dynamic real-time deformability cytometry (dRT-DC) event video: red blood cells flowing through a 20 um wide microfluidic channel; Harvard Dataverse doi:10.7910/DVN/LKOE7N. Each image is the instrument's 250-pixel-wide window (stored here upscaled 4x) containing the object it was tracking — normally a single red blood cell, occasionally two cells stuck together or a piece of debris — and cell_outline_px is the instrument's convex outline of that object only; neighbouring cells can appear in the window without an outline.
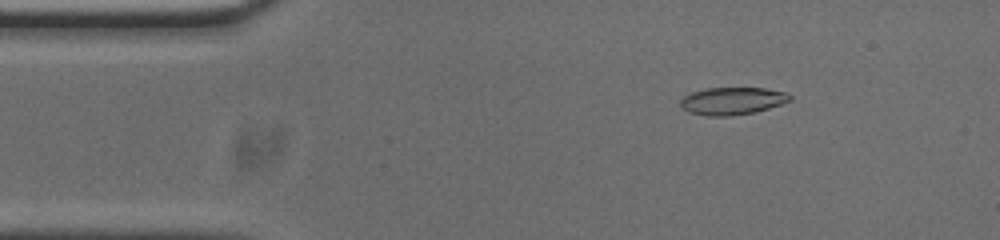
{"species": "common noctule bat (a hibernating species)", "species_latin": "Nyctalus noctula", "temperature_condition": "cold", "stored_images_in_passage": 52, "camera_frame_rate_fps": 3000, "um_per_image_px": 0.085, "animal": {"sex": "male", "body_mass_g": 20.0, "forearm_length_mm": 53.3}, "frame": {"image": 1, "passage_image": 7, "time_ms": 2.0, "image_size_px": [1000, 240], "cell_outline_px": [[792, 100], [756, 112], [728, 116], [708, 116], [688, 112], [680, 104], [680, 100], [684, 96], [692, 92], [708, 88], [764, 88], [784, 92], [792, 96]], "centroid_in_image_um": [62.24, 8.58], "position_along_channel_um": 22.8, "area_um2": 17.4}}
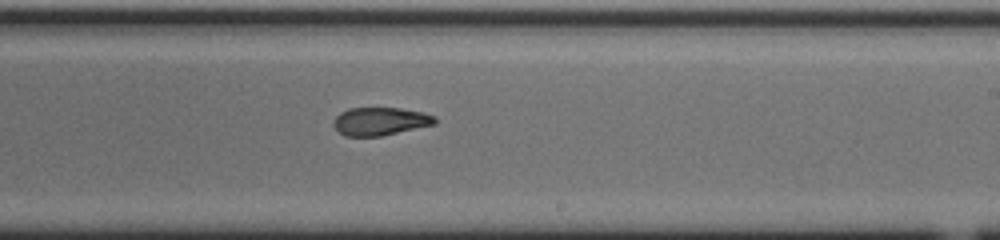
{"frame": {"image": 2, "passage_image": 30, "time_ms": 9.667, "image_size_px": [1000, 240], "cell_outline_px": [[436, 124], [384, 136], [344, 136], [332, 124], [332, 120], [340, 112], [348, 108], [400, 108], [424, 112], [436, 116]], "centroid_in_image_um": [32.33, 10.31], "position_along_channel_um": 256.7, "area_um2": 16.82}}
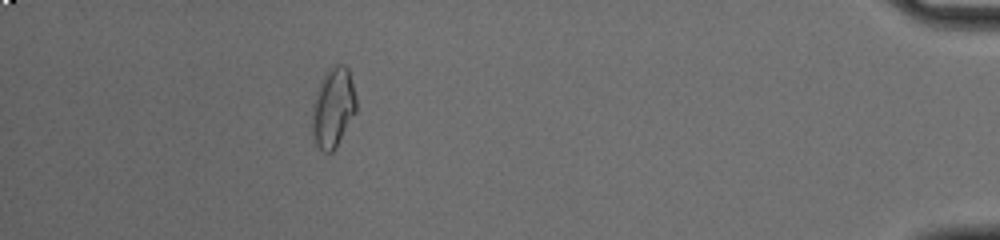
{"frame": {"image": 3, "passage_image": 47, "time_ms": 15.333, "image_size_px": [1000, 240], "cell_outline_px": [[356, 112], [336, 148], [332, 152], [324, 152], [312, 140], [312, 104], [320, 80], [336, 64], [344, 64], [348, 68], [356, 96]], "centroid_in_image_um": [28.31, 9.18], "position_along_channel_um": 406.9, "area_um2": 20.58}, "authors_computed_cell_mechanics": {"area_um2": 17.7157, "velocity_mm_per_s": 3.7962, "shape_relaxation_time_tau1_ms": null, "shape_relaxation_time_tau2_ms": 3.2272, "deformation_change_tau1": null, "deformation_change_tau2": 0.0947}}